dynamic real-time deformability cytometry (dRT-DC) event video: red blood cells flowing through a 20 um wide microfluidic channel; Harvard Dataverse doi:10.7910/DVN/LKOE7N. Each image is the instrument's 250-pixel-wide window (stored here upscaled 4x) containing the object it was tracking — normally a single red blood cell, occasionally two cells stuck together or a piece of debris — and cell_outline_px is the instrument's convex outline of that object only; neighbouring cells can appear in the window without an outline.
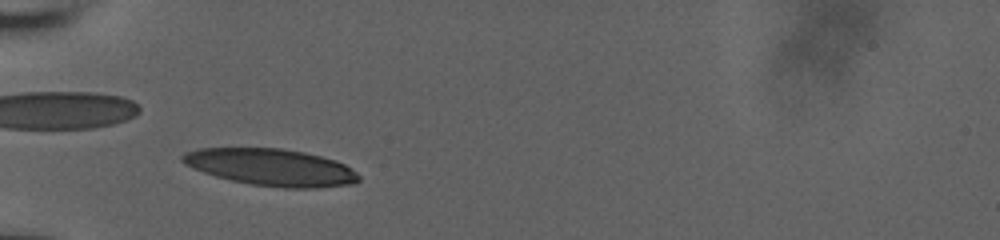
{"species": "human", "species_latin": "Homo sapiens", "temperature_condition": "room temperature", "stored_images_in_passage": 15, "camera_frame_rate_fps": 3000, "um_per_image_px": 0.085, "donor": {"sex": "male"}, "frame": {"image": 1, "passage_image": 5, "time_ms": 1.333, "image_size_px": [1000, 240], "cell_outline_px": [[360, 180], [352, 184], [316, 188], [284, 188], [252, 184], [232, 180], [216, 176], [192, 168], [184, 164], [180, 160], [180, 156], [188, 152], [200, 148], [280, 148], [304, 152], [336, 160], [352, 168], [360, 176]], "centroid_in_image_um": [23.07, 14.22], "position_along_channel_um": 61.9, "area_um2": 37.92}}
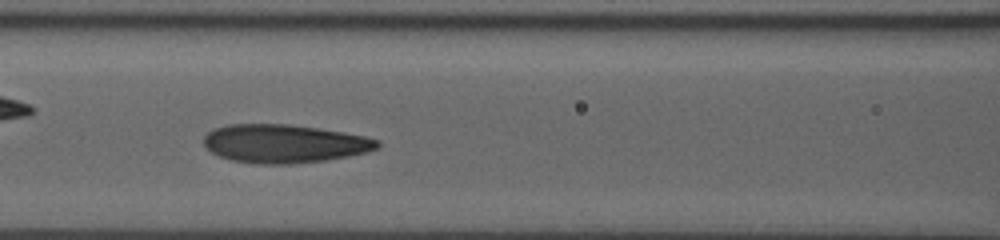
{"frame": {"image": 2, "passage_image": 11, "time_ms": 3.333, "image_size_px": [1000, 240], "cell_outline_px": [[380, 148], [368, 152], [348, 156], [324, 160], [288, 164], [256, 164], [232, 160], [220, 156], [212, 152], [204, 144], [204, 136], [212, 128], [228, 124], [288, 124], [344, 132], [364, 136], [380, 140]], "centroid_in_image_um": [24.17, 12.2], "position_along_channel_um": 142.4, "area_um2": 38.9}}
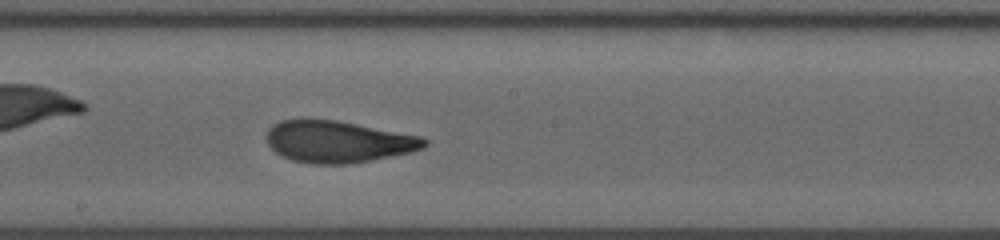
{"frame": {"image": 3, "passage_image": 15, "time_ms": 4.667, "image_size_px": [1000, 240], "cell_outline_px": [[428, 144], [424, 148], [412, 152], [352, 164], [312, 164], [292, 160], [280, 156], [268, 144], [264, 136], [268, 128], [272, 124], [280, 120], [336, 120], [420, 136], [428, 140]], "centroid_in_image_um": [28.72, 12.06], "position_along_channel_um": 219.5, "area_um2": 38.55}}